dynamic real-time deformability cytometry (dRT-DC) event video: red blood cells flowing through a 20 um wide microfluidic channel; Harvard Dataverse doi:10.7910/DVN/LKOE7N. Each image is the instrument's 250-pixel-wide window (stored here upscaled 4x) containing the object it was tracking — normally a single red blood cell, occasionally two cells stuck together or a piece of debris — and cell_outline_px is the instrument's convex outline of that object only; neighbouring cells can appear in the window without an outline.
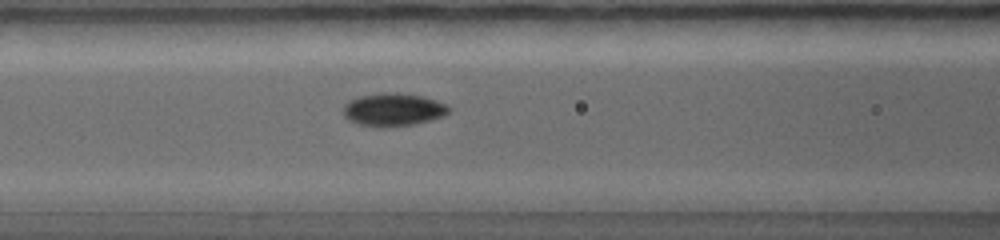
{"species": "common noctule bat (a hibernating species)", "species_latin": "Nyctalus noctula", "temperature_condition": "warm", "stored_images_in_passage": 48, "camera_frame_rate_fps": 5000, "um_per_image_px": 0.085, "animal": {"sex": "female", "body_mass_g": 19.0, "forearm_length_mm": 56.7}, "frame": {"image": 1, "passage_image": 15, "time_ms": 3.6, "image_size_px": [1000, 240], "cell_outline_px": [[448, 112], [424, 120], [408, 124], [364, 124], [352, 120], [344, 112], [344, 104], [360, 96], [384, 92], [396, 92], [420, 96], [444, 104], [448, 108]], "centroid_in_image_um": [33.38, 9.24], "position_along_channel_um": 133.2, "area_um2": 18.38}}
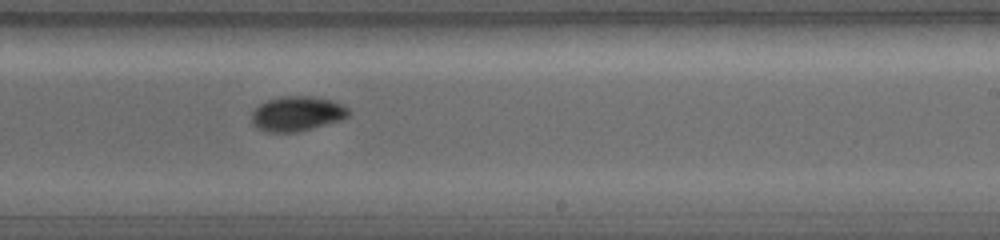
{"frame": {"image": 2, "passage_image": 23, "time_ms": 5.8, "image_size_px": [1000, 240], "cell_outline_px": [[348, 116], [336, 120], [308, 128], [292, 132], [272, 132], [260, 128], [252, 120], [252, 112], [260, 104], [268, 100], [288, 96], [308, 96], [328, 100], [340, 104], [348, 108]], "centroid_in_image_um": [25.21, 9.64], "position_along_channel_um": 263.8, "area_um2": 18.55}}
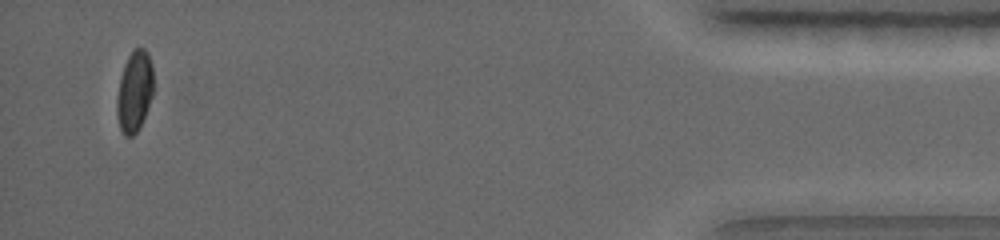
{"frame": {"image": 3, "passage_image": 48, "time_ms": 10.0, "image_size_px": [1000, 240], "cell_outline_px": [[152, 96], [144, 116], [136, 132], [132, 136], [124, 136], [120, 128], [116, 112], [116, 100], [120, 76], [124, 64], [132, 48], [144, 48], [148, 52], [152, 64]], "centroid_in_image_um": [11.41, 7.72], "position_along_channel_um": 423.8, "area_um2": 17.22}}